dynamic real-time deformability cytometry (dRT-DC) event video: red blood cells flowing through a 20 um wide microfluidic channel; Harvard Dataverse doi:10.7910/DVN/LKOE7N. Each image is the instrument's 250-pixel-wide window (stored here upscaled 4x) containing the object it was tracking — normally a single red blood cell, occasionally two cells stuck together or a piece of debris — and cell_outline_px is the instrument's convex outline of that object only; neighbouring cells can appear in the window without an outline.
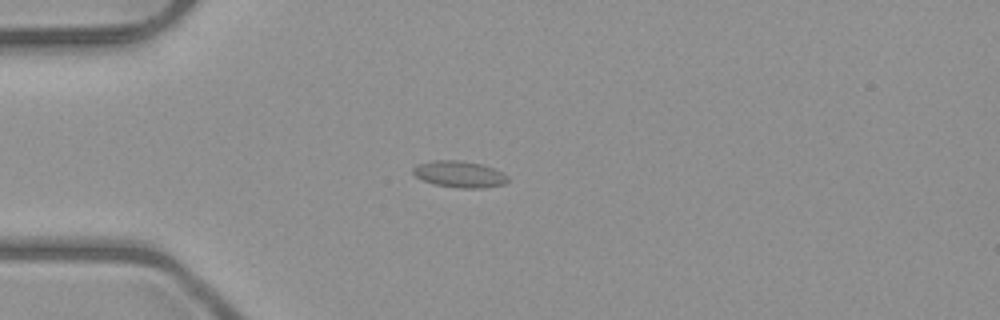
{"species": "common noctule bat (a hibernating species)", "species_latin": "Nyctalus noctula", "temperature_condition": "room temperature", "stored_images_in_passage": 7, "camera_frame_rate_fps": 3000, "um_per_image_px": 0.085, "animal": {"sex": "male", "body_mass_g": 23.1, "forearm_length_mm": 52.7}, "frame": {"image": 1, "passage_image": 4, "time_ms": 3.667, "image_size_px": [1000, 320], "cell_outline_px": [[508, 180], [504, 184], [480, 188], [460, 188], [432, 184], [416, 176], [412, 172], [412, 168], [416, 164], [432, 160], [460, 160], [480, 164], [492, 168], [508, 176]], "centroid_in_image_um": [39.0, 14.8], "position_along_channel_um": 46.0, "area_um2": 14.57}}
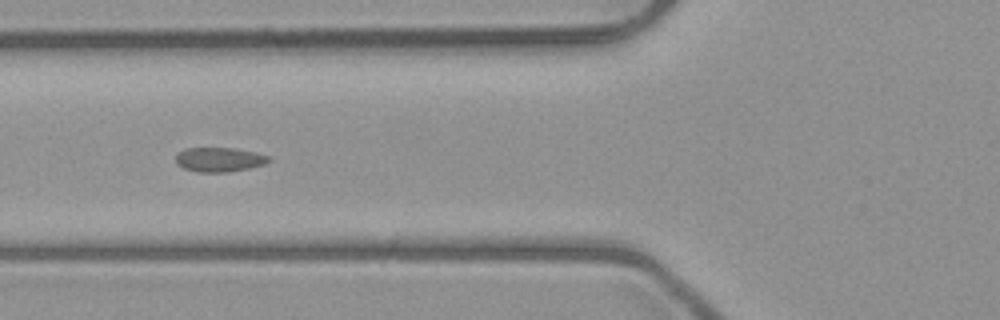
{"frame": {"image": 2, "passage_image": 6, "time_ms": 5.667, "image_size_px": [1000, 320], "cell_outline_px": [[272, 160], [264, 164], [248, 168], [228, 172], [196, 172], [184, 168], [176, 164], [176, 156], [184, 148], [232, 148], [256, 152], [268, 156]], "centroid_in_image_um": [18.63, 13.56], "position_along_channel_um": 107.2, "area_um2": 13.18}}
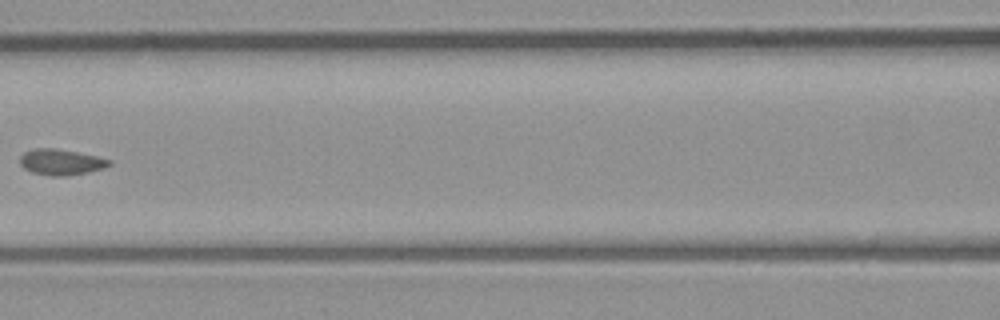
{"frame": {"image": 3, "passage_image": 7, "time_ms": 7.0, "image_size_px": [1000, 320], "cell_outline_px": [[112, 164], [104, 168], [88, 172], [64, 176], [48, 176], [32, 172], [24, 168], [20, 164], [20, 156], [24, 152], [32, 148], [56, 148], [96, 156], [112, 160]], "centroid_in_image_um": [5.17, 13.77], "position_along_channel_um": 161.4, "area_um2": 13.53}}